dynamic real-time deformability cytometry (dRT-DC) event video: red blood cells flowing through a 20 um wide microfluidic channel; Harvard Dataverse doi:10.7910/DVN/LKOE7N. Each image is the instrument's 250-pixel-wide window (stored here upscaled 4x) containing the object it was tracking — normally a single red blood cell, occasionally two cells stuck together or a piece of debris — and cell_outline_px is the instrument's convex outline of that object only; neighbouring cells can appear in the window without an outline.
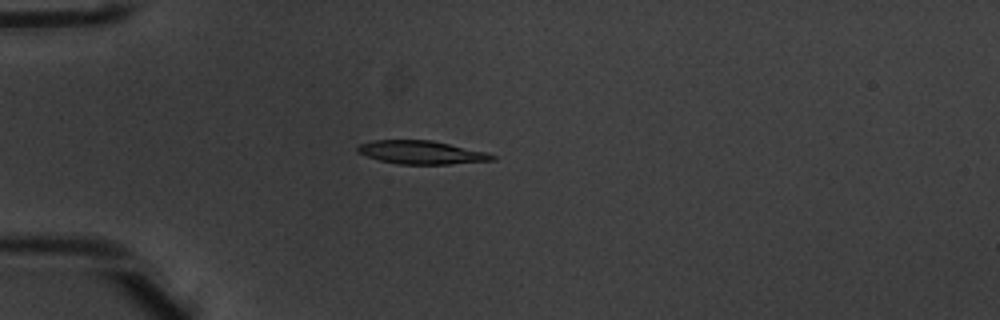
{"species": "common noctule bat (a hibernating species)", "species_latin": "Nyctalus noctula", "temperature_condition": "warm", "stored_images_in_passage": 2, "camera_frame_rate_fps": 3000, "um_per_image_px": 0.085, "animal": {"sex": "male", "body_mass_g": 20.1, "forearm_length_mm": 53.5}, "frame": {"image": 1, "passage_image": 2, "time_ms": 0.333, "image_size_px": [1000, 320], "cell_outline_px": [[496, 160], [448, 164], [400, 164], [380, 160], [356, 152], [356, 148], [360, 144], [372, 140], [432, 140], [488, 152], [496, 156]], "centroid_in_image_um": [35.84, 12.95], "position_along_channel_um": 49.2, "area_um2": 18.32}}